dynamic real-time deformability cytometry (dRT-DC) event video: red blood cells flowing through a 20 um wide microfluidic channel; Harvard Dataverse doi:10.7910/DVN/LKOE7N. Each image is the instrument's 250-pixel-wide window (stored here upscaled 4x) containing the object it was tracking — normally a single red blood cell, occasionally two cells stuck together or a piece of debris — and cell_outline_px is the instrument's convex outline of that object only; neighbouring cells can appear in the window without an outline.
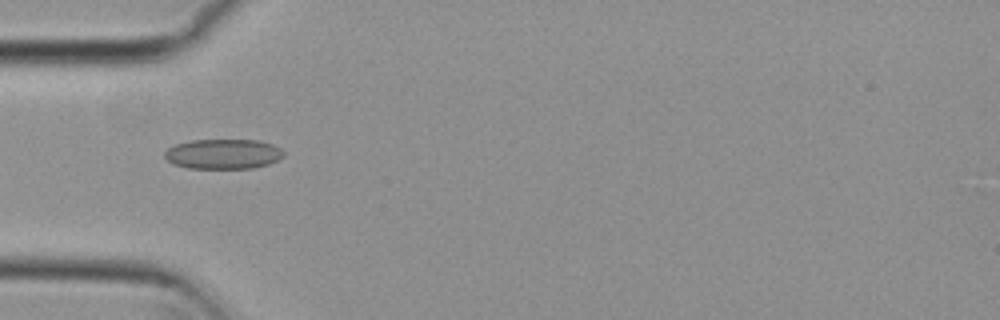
{"species": "common noctule bat (a hibernating species)", "species_latin": "Nyctalus noctula", "temperature_condition": "cold", "stored_images_in_passage": 6, "camera_frame_rate_fps": 3000, "um_per_image_px": 0.085, "animal": {"sex": "female", "body_mass_g": 29.2, "forearm_length_mm": 56.3}, "frame": {"image": 1, "passage_image": 1, "time_ms": 0.0, "image_size_px": [1000, 320], "cell_outline_px": [[284, 156], [268, 164], [252, 168], [188, 168], [172, 164], [164, 156], [164, 152], [168, 148], [176, 144], [192, 140], [260, 140], [272, 144], [280, 148], [284, 152]], "centroid_in_image_um": [18.96, 13.08], "position_along_channel_um": 66.0, "area_um2": 20.75}}